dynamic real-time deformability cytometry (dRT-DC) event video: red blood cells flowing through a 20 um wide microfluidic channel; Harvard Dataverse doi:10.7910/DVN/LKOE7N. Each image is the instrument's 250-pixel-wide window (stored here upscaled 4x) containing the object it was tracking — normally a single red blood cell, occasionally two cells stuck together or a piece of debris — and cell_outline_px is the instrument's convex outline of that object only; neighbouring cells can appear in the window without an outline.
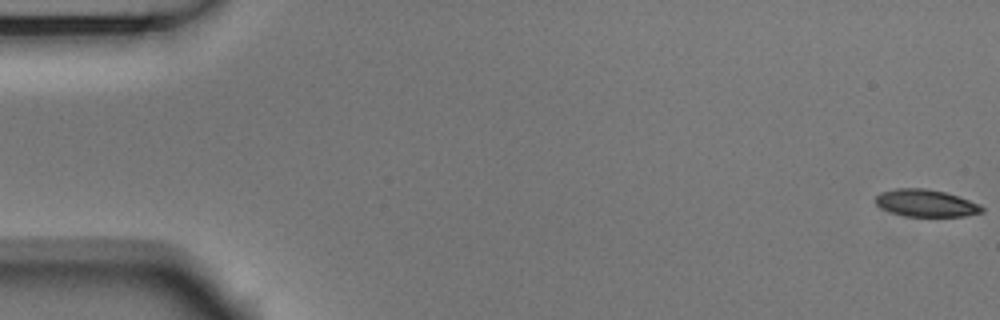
{"species": "Egyptian fruit bat (a non-hibernating species)", "species_latin": "Rousettus aegyptiacus", "temperature_condition": "room temperature", "stored_images_in_passage": 56, "camera_frame_rate_fps": 3000, "um_per_image_px": 0.085, "animal": {"sex": "male"}, "frame": {"image": 1, "passage_image": 1, "time_ms": 0.0, "image_size_px": [1000, 320], "cell_outline_px": [[984, 212], [964, 216], [904, 216], [892, 212], [876, 204], [876, 196], [880, 192], [896, 188], [924, 188], [944, 192], [980, 204], [984, 208]], "centroid_in_image_um": [78.71, 17.26], "position_along_channel_um": 6.3, "area_um2": 16.65}}
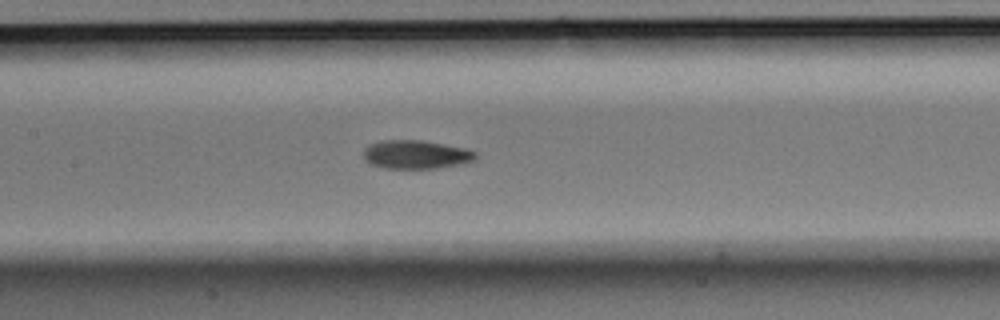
{"frame": {"image": 2, "passage_image": 26, "time_ms": 8.333, "image_size_px": [1000, 320], "cell_outline_px": [[476, 160], [464, 164], [436, 168], [384, 168], [368, 164], [364, 160], [364, 148], [368, 144], [384, 140], [420, 140], [444, 144], [464, 148], [476, 152]], "centroid_in_image_um": [35.34, 13.14], "position_along_channel_um": 172.1, "area_um2": 18.84}}
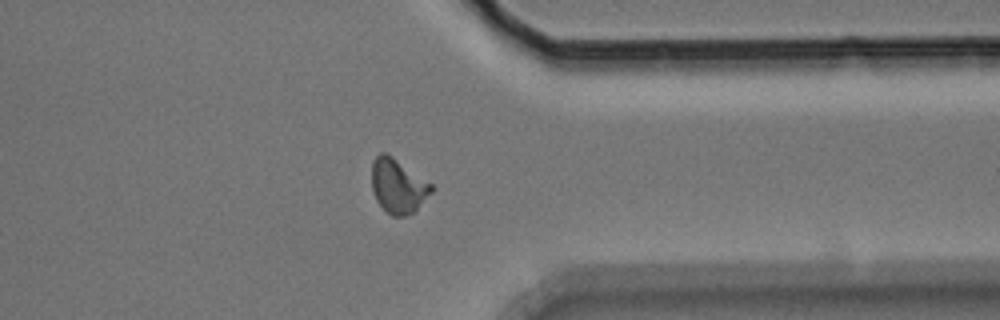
{"frame": {"image": 3, "passage_image": 43, "time_ms": 14.0, "image_size_px": [1000, 320], "cell_outline_px": [[436, 188], [412, 212], [404, 216], [392, 216], [376, 200], [372, 188], [372, 160], [380, 152], [384, 152], [392, 156], [432, 184]], "centroid_in_image_um": [33.82, 15.78], "position_along_channel_um": 377.6, "area_um2": 18.61}, "authors_computed_cell_mechanics": {"area_um2": 18.0047, "velocity_mm_per_s": 3.7322, "shape_relaxation_time_tau1_ms": 6.9524, "shape_relaxation_time_tau2_ms": 3.3038, "deformation_change_tau1": 0.1663, "deformation_change_tau2": 0.0901}}